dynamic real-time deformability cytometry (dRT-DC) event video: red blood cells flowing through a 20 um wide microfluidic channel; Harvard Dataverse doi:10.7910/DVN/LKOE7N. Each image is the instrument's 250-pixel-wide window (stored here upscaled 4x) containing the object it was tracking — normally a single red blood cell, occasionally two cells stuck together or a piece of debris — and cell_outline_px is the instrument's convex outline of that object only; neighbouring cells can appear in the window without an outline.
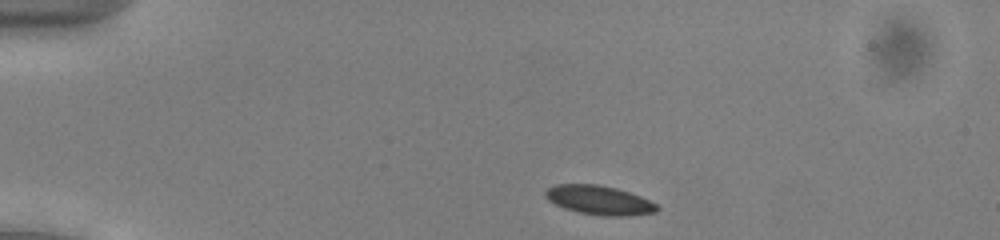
{"species": "common noctule bat (a hibernating species)", "species_latin": "Nyctalus noctula", "temperature_condition": "cold", "stored_images_in_passage": 43, "camera_frame_rate_fps": 3000, "um_per_image_px": 0.085, "animal": {"sex": "male", "body_mass_g": 13.0, "forearm_length_mm": 53.1}, "frame": {"image": 1, "passage_image": 1, "time_ms": 0.0, "image_size_px": [1000, 240], "cell_outline_px": [[660, 208], [656, 212], [628, 216], [604, 216], [576, 212], [564, 208], [548, 200], [544, 196], [544, 192], [548, 188], [556, 184], [596, 184], [616, 188], [640, 196], [656, 204]], "centroid_in_image_um": [50.91, 17.02], "position_along_channel_um": 34.1, "area_um2": 18.96}}
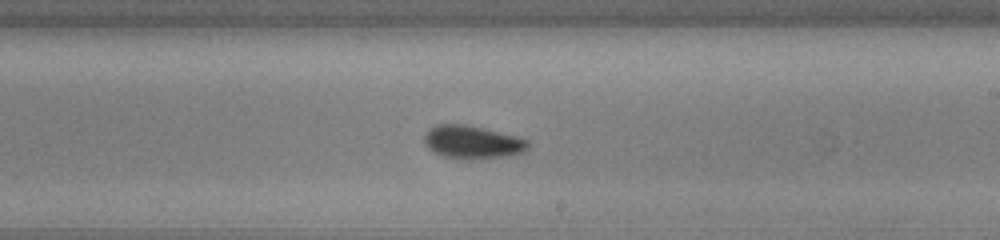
{"frame": {"image": 2, "passage_image": 22, "time_ms": 7.0, "image_size_px": [1000, 240], "cell_outline_px": [[528, 148], [524, 152], [504, 156], [472, 160], [444, 156], [428, 148], [424, 144], [424, 136], [436, 124], [464, 124], [516, 136], [528, 140]], "centroid_in_image_um": [40.15, 12.09], "position_along_channel_um": 248.8, "area_um2": 19.71}}
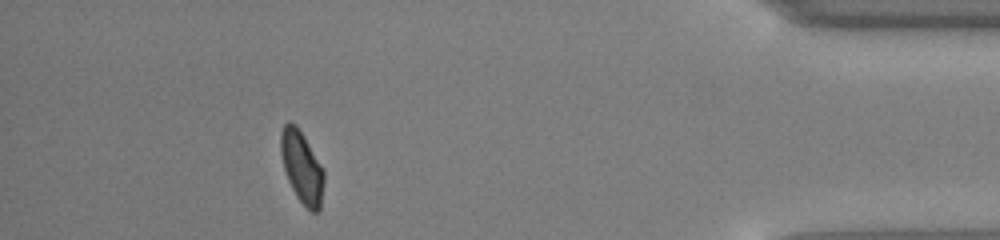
{"frame": {"image": 3, "passage_image": 38, "time_ms": 12.333, "image_size_px": [1000, 240], "cell_outline_px": [[324, 180], [320, 208], [316, 212], [312, 212], [296, 196], [288, 180], [284, 168], [280, 152], [280, 132], [284, 124], [288, 120], [296, 124], [304, 136], [324, 168]], "centroid_in_image_um": [25.65, 14.15], "position_along_channel_um": 409.6, "area_um2": 18.15}, "authors_computed_cell_mechanics": {"area_um2": 18.9584, "velocity_mm_per_s": 3.9067, "shape_relaxation_time_tau1_ms": 3.5395, "shape_relaxation_time_tau2_ms": 3.7213, "deformation_change_tau1": 0.1002, "deformation_change_tau2": 0.0678}}